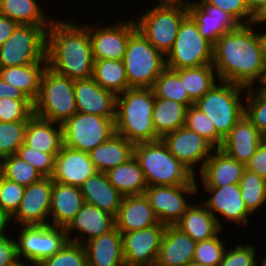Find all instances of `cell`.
Segmentation results:
<instances>
[{"instance_id":"1","label":"cell","mask_w":266,"mask_h":266,"mask_svg":"<svg viewBox=\"0 0 266 266\" xmlns=\"http://www.w3.org/2000/svg\"><path fill=\"white\" fill-rule=\"evenodd\" d=\"M254 25L255 21L239 25L222 35L213 45L212 64L219 81L245 88H256L262 81L266 62Z\"/></svg>"},{"instance_id":"2","label":"cell","mask_w":266,"mask_h":266,"mask_svg":"<svg viewBox=\"0 0 266 266\" xmlns=\"http://www.w3.org/2000/svg\"><path fill=\"white\" fill-rule=\"evenodd\" d=\"M75 21L55 18L46 31L47 67L71 80L93 75L94 58L89 30Z\"/></svg>"},{"instance_id":"3","label":"cell","mask_w":266,"mask_h":266,"mask_svg":"<svg viewBox=\"0 0 266 266\" xmlns=\"http://www.w3.org/2000/svg\"><path fill=\"white\" fill-rule=\"evenodd\" d=\"M154 99L152 88H129L118 94L115 133L134 144L159 140L152 123Z\"/></svg>"},{"instance_id":"4","label":"cell","mask_w":266,"mask_h":266,"mask_svg":"<svg viewBox=\"0 0 266 266\" xmlns=\"http://www.w3.org/2000/svg\"><path fill=\"white\" fill-rule=\"evenodd\" d=\"M134 157L140 164L148 186L185 185L196 177L167 150L161 139L136 143Z\"/></svg>"},{"instance_id":"5","label":"cell","mask_w":266,"mask_h":266,"mask_svg":"<svg viewBox=\"0 0 266 266\" xmlns=\"http://www.w3.org/2000/svg\"><path fill=\"white\" fill-rule=\"evenodd\" d=\"M247 90L237 84L219 81L194 105L210 118L217 134L224 139L245 114V96L242 94Z\"/></svg>"},{"instance_id":"6","label":"cell","mask_w":266,"mask_h":266,"mask_svg":"<svg viewBox=\"0 0 266 266\" xmlns=\"http://www.w3.org/2000/svg\"><path fill=\"white\" fill-rule=\"evenodd\" d=\"M188 15L187 0L158 3L134 19L137 30L164 56L171 50L179 27Z\"/></svg>"},{"instance_id":"7","label":"cell","mask_w":266,"mask_h":266,"mask_svg":"<svg viewBox=\"0 0 266 266\" xmlns=\"http://www.w3.org/2000/svg\"><path fill=\"white\" fill-rule=\"evenodd\" d=\"M33 103L35 116L62 124L77 112L74 80L46 67L38 97Z\"/></svg>"},{"instance_id":"8","label":"cell","mask_w":266,"mask_h":266,"mask_svg":"<svg viewBox=\"0 0 266 266\" xmlns=\"http://www.w3.org/2000/svg\"><path fill=\"white\" fill-rule=\"evenodd\" d=\"M129 88H152L166 68L165 56L135 30L123 57Z\"/></svg>"},{"instance_id":"9","label":"cell","mask_w":266,"mask_h":266,"mask_svg":"<svg viewBox=\"0 0 266 266\" xmlns=\"http://www.w3.org/2000/svg\"><path fill=\"white\" fill-rule=\"evenodd\" d=\"M213 61V45L202 37L196 22L188 14L182 21L173 46L165 56L166 67L177 70L195 68Z\"/></svg>"},{"instance_id":"10","label":"cell","mask_w":266,"mask_h":266,"mask_svg":"<svg viewBox=\"0 0 266 266\" xmlns=\"http://www.w3.org/2000/svg\"><path fill=\"white\" fill-rule=\"evenodd\" d=\"M49 26L19 25L0 46V67L47 63L46 31Z\"/></svg>"},{"instance_id":"11","label":"cell","mask_w":266,"mask_h":266,"mask_svg":"<svg viewBox=\"0 0 266 266\" xmlns=\"http://www.w3.org/2000/svg\"><path fill=\"white\" fill-rule=\"evenodd\" d=\"M61 127L64 146L89 153L115 133V117L76 112Z\"/></svg>"},{"instance_id":"12","label":"cell","mask_w":266,"mask_h":266,"mask_svg":"<svg viewBox=\"0 0 266 266\" xmlns=\"http://www.w3.org/2000/svg\"><path fill=\"white\" fill-rule=\"evenodd\" d=\"M18 231L15 238L18 258L31 266L56 254L69 241L64 228L50 224L19 226Z\"/></svg>"},{"instance_id":"13","label":"cell","mask_w":266,"mask_h":266,"mask_svg":"<svg viewBox=\"0 0 266 266\" xmlns=\"http://www.w3.org/2000/svg\"><path fill=\"white\" fill-rule=\"evenodd\" d=\"M197 182L195 177L185 185L147 187L144 194L159 223L174 226L180 220L192 204L188 201L189 198L186 199L187 195L196 196L200 190Z\"/></svg>"},{"instance_id":"14","label":"cell","mask_w":266,"mask_h":266,"mask_svg":"<svg viewBox=\"0 0 266 266\" xmlns=\"http://www.w3.org/2000/svg\"><path fill=\"white\" fill-rule=\"evenodd\" d=\"M111 24L103 27L89 22L83 24L89 30L94 60H123L130 35L137 29L133 17Z\"/></svg>"},{"instance_id":"15","label":"cell","mask_w":266,"mask_h":266,"mask_svg":"<svg viewBox=\"0 0 266 266\" xmlns=\"http://www.w3.org/2000/svg\"><path fill=\"white\" fill-rule=\"evenodd\" d=\"M209 193V197L201 202L207 210L216 218L218 226L223 230L225 223H235V226L247 227L252 214L247 210L241 199L239 183L228 184L223 187H202ZM221 215L224 217L220 218ZM223 221H222V220ZM222 221V222H221ZM224 222V224H222Z\"/></svg>"},{"instance_id":"16","label":"cell","mask_w":266,"mask_h":266,"mask_svg":"<svg viewBox=\"0 0 266 266\" xmlns=\"http://www.w3.org/2000/svg\"><path fill=\"white\" fill-rule=\"evenodd\" d=\"M167 150L196 177V167L202 169L205 161L216 149L207 139L185 126L160 138ZM195 167V168H194Z\"/></svg>"},{"instance_id":"17","label":"cell","mask_w":266,"mask_h":266,"mask_svg":"<svg viewBox=\"0 0 266 266\" xmlns=\"http://www.w3.org/2000/svg\"><path fill=\"white\" fill-rule=\"evenodd\" d=\"M166 225L157 223L149 228L122 234L125 266H154Z\"/></svg>"},{"instance_id":"18","label":"cell","mask_w":266,"mask_h":266,"mask_svg":"<svg viewBox=\"0 0 266 266\" xmlns=\"http://www.w3.org/2000/svg\"><path fill=\"white\" fill-rule=\"evenodd\" d=\"M53 180L43 177L25 187L19 208L12 215V224L19 226L48 225Z\"/></svg>"},{"instance_id":"19","label":"cell","mask_w":266,"mask_h":266,"mask_svg":"<svg viewBox=\"0 0 266 266\" xmlns=\"http://www.w3.org/2000/svg\"><path fill=\"white\" fill-rule=\"evenodd\" d=\"M115 228V216L94 205L84 203L81 210L64 229L69 241L83 245L90 239L105 235ZM72 233L77 235L74 237Z\"/></svg>"},{"instance_id":"20","label":"cell","mask_w":266,"mask_h":266,"mask_svg":"<svg viewBox=\"0 0 266 266\" xmlns=\"http://www.w3.org/2000/svg\"><path fill=\"white\" fill-rule=\"evenodd\" d=\"M97 172L87 152L74 150L63 145L60 152L55 156L51 179L61 184L80 187L86 179Z\"/></svg>"},{"instance_id":"21","label":"cell","mask_w":266,"mask_h":266,"mask_svg":"<svg viewBox=\"0 0 266 266\" xmlns=\"http://www.w3.org/2000/svg\"><path fill=\"white\" fill-rule=\"evenodd\" d=\"M74 95L77 112L115 117L117 95L103 89L92 77L74 80Z\"/></svg>"},{"instance_id":"22","label":"cell","mask_w":266,"mask_h":266,"mask_svg":"<svg viewBox=\"0 0 266 266\" xmlns=\"http://www.w3.org/2000/svg\"><path fill=\"white\" fill-rule=\"evenodd\" d=\"M187 9L202 37L212 45L222 35L240 25L231 15L214 5L197 4L195 0H187Z\"/></svg>"},{"instance_id":"23","label":"cell","mask_w":266,"mask_h":266,"mask_svg":"<svg viewBox=\"0 0 266 266\" xmlns=\"http://www.w3.org/2000/svg\"><path fill=\"white\" fill-rule=\"evenodd\" d=\"M196 242L175 226H166L154 266H190Z\"/></svg>"},{"instance_id":"24","label":"cell","mask_w":266,"mask_h":266,"mask_svg":"<svg viewBox=\"0 0 266 266\" xmlns=\"http://www.w3.org/2000/svg\"><path fill=\"white\" fill-rule=\"evenodd\" d=\"M245 169L244 163L237 162L216 148L199 171L200 184L203 183V187H223L239 183Z\"/></svg>"},{"instance_id":"25","label":"cell","mask_w":266,"mask_h":266,"mask_svg":"<svg viewBox=\"0 0 266 266\" xmlns=\"http://www.w3.org/2000/svg\"><path fill=\"white\" fill-rule=\"evenodd\" d=\"M261 142L259 130L244 114L223 139L219 149L237 162L246 165Z\"/></svg>"},{"instance_id":"26","label":"cell","mask_w":266,"mask_h":266,"mask_svg":"<svg viewBox=\"0 0 266 266\" xmlns=\"http://www.w3.org/2000/svg\"><path fill=\"white\" fill-rule=\"evenodd\" d=\"M157 223L158 220L145 194L123 197L115 216V226L122 234L149 228Z\"/></svg>"},{"instance_id":"27","label":"cell","mask_w":266,"mask_h":266,"mask_svg":"<svg viewBox=\"0 0 266 266\" xmlns=\"http://www.w3.org/2000/svg\"><path fill=\"white\" fill-rule=\"evenodd\" d=\"M84 203L80 187L53 181L49 224L65 228L81 210Z\"/></svg>"},{"instance_id":"28","label":"cell","mask_w":266,"mask_h":266,"mask_svg":"<svg viewBox=\"0 0 266 266\" xmlns=\"http://www.w3.org/2000/svg\"><path fill=\"white\" fill-rule=\"evenodd\" d=\"M83 245L88 266H125L122 233L117 228Z\"/></svg>"},{"instance_id":"29","label":"cell","mask_w":266,"mask_h":266,"mask_svg":"<svg viewBox=\"0 0 266 266\" xmlns=\"http://www.w3.org/2000/svg\"><path fill=\"white\" fill-rule=\"evenodd\" d=\"M84 202L116 216L123 195L108 181L105 173L97 172L80 186Z\"/></svg>"},{"instance_id":"30","label":"cell","mask_w":266,"mask_h":266,"mask_svg":"<svg viewBox=\"0 0 266 266\" xmlns=\"http://www.w3.org/2000/svg\"><path fill=\"white\" fill-rule=\"evenodd\" d=\"M174 226L196 243L211 239L222 230L216 218L201 201L192 202Z\"/></svg>"},{"instance_id":"31","label":"cell","mask_w":266,"mask_h":266,"mask_svg":"<svg viewBox=\"0 0 266 266\" xmlns=\"http://www.w3.org/2000/svg\"><path fill=\"white\" fill-rule=\"evenodd\" d=\"M24 144L33 150L59 153L63 146L61 124L33 115L28 120Z\"/></svg>"},{"instance_id":"32","label":"cell","mask_w":266,"mask_h":266,"mask_svg":"<svg viewBox=\"0 0 266 266\" xmlns=\"http://www.w3.org/2000/svg\"><path fill=\"white\" fill-rule=\"evenodd\" d=\"M134 145L124 136L114 133L107 141L96 146L88 154L97 171L106 173L131 159L134 156Z\"/></svg>"},{"instance_id":"33","label":"cell","mask_w":266,"mask_h":266,"mask_svg":"<svg viewBox=\"0 0 266 266\" xmlns=\"http://www.w3.org/2000/svg\"><path fill=\"white\" fill-rule=\"evenodd\" d=\"M47 63L23 66L0 67V77L8 84L19 88L33 102L40 90V82Z\"/></svg>"},{"instance_id":"34","label":"cell","mask_w":266,"mask_h":266,"mask_svg":"<svg viewBox=\"0 0 266 266\" xmlns=\"http://www.w3.org/2000/svg\"><path fill=\"white\" fill-rule=\"evenodd\" d=\"M105 174L123 196L144 194L148 187L140 164L134 156Z\"/></svg>"},{"instance_id":"35","label":"cell","mask_w":266,"mask_h":266,"mask_svg":"<svg viewBox=\"0 0 266 266\" xmlns=\"http://www.w3.org/2000/svg\"><path fill=\"white\" fill-rule=\"evenodd\" d=\"M40 6L37 0H0V14L19 25L50 26L55 18Z\"/></svg>"},{"instance_id":"36","label":"cell","mask_w":266,"mask_h":266,"mask_svg":"<svg viewBox=\"0 0 266 266\" xmlns=\"http://www.w3.org/2000/svg\"><path fill=\"white\" fill-rule=\"evenodd\" d=\"M187 107L179 102L155 97L152 123L156 134L161 138L185 125Z\"/></svg>"},{"instance_id":"37","label":"cell","mask_w":266,"mask_h":266,"mask_svg":"<svg viewBox=\"0 0 266 266\" xmlns=\"http://www.w3.org/2000/svg\"><path fill=\"white\" fill-rule=\"evenodd\" d=\"M92 78L103 89L116 95L129 89L126 70L122 60H94Z\"/></svg>"},{"instance_id":"38","label":"cell","mask_w":266,"mask_h":266,"mask_svg":"<svg viewBox=\"0 0 266 266\" xmlns=\"http://www.w3.org/2000/svg\"><path fill=\"white\" fill-rule=\"evenodd\" d=\"M175 71L179 74L181 81L184 82L185 90L194 103L219 82L213 64Z\"/></svg>"},{"instance_id":"39","label":"cell","mask_w":266,"mask_h":266,"mask_svg":"<svg viewBox=\"0 0 266 266\" xmlns=\"http://www.w3.org/2000/svg\"><path fill=\"white\" fill-rule=\"evenodd\" d=\"M152 89L155 97L179 102L187 108L194 104L185 90L184 82L181 81L179 74L173 69L166 67L156 78Z\"/></svg>"},{"instance_id":"40","label":"cell","mask_w":266,"mask_h":266,"mask_svg":"<svg viewBox=\"0 0 266 266\" xmlns=\"http://www.w3.org/2000/svg\"><path fill=\"white\" fill-rule=\"evenodd\" d=\"M241 199L247 210L254 215L266 203V180L247 169L239 182Z\"/></svg>"},{"instance_id":"41","label":"cell","mask_w":266,"mask_h":266,"mask_svg":"<svg viewBox=\"0 0 266 266\" xmlns=\"http://www.w3.org/2000/svg\"><path fill=\"white\" fill-rule=\"evenodd\" d=\"M0 174L24 187L34 184L44 177L36 168L16 154L0 160Z\"/></svg>"},{"instance_id":"42","label":"cell","mask_w":266,"mask_h":266,"mask_svg":"<svg viewBox=\"0 0 266 266\" xmlns=\"http://www.w3.org/2000/svg\"><path fill=\"white\" fill-rule=\"evenodd\" d=\"M28 120L0 122V160L17 153L24 144Z\"/></svg>"},{"instance_id":"43","label":"cell","mask_w":266,"mask_h":266,"mask_svg":"<svg viewBox=\"0 0 266 266\" xmlns=\"http://www.w3.org/2000/svg\"><path fill=\"white\" fill-rule=\"evenodd\" d=\"M184 126L203 136L215 148L221 147L223 139L217 134L212 121L194 104L187 108Z\"/></svg>"},{"instance_id":"44","label":"cell","mask_w":266,"mask_h":266,"mask_svg":"<svg viewBox=\"0 0 266 266\" xmlns=\"http://www.w3.org/2000/svg\"><path fill=\"white\" fill-rule=\"evenodd\" d=\"M245 96V115L266 141V96L257 87L248 88Z\"/></svg>"},{"instance_id":"45","label":"cell","mask_w":266,"mask_h":266,"mask_svg":"<svg viewBox=\"0 0 266 266\" xmlns=\"http://www.w3.org/2000/svg\"><path fill=\"white\" fill-rule=\"evenodd\" d=\"M36 266H88L84 245L68 241L60 251Z\"/></svg>"},{"instance_id":"46","label":"cell","mask_w":266,"mask_h":266,"mask_svg":"<svg viewBox=\"0 0 266 266\" xmlns=\"http://www.w3.org/2000/svg\"><path fill=\"white\" fill-rule=\"evenodd\" d=\"M222 230L213 238L196 243L193 263L203 266H218L226 250L221 239Z\"/></svg>"},{"instance_id":"47","label":"cell","mask_w":266,"mask_h":266,"mask_svg":"<svg viewBox=\"0 0 266 266\" xmlns=\"http://www.w3.org/2000/svg\"><path fill=\"white\" fill-rule=\"evenodd\" d=\"M34 115L32 100L0 99V122L29 120Z\"/></svg>"},{"instance_id":"48","label":"cell","mask_w":266,"mask_h":266,"mask_svg":"<svg viewBox=\"0 0 266 266\" xmlns=\"http://www.w3.org/2000/svg\"><path fill=\"white\" fill-rule=\"evenodd\" d=\"M58 153H46L23 144L17 151L16 155L25 162L31 164L44 177H51L54 171L55 156Z\"/></svg>"},{"instance_id":"49","label":"cell","mask_w":266,"mask_h":266,"mask_svg":"<svg viewBox=\"0 0 266 266\" xmlns=\"http://www.w3.org/2000/svg\"><path fill=\"white\" fill-rule=\"evenodd\" d=\"M253 244L238 243L236 246H229L218 266H256L257 252Z\"/></svg>"},{"instance_id":"50","label":"cell","mask_w":266,"mask_h":266,"mask_svg":"<svg viewBox=\"0 0 266 266\" xmlns=\"http://www.w3.org/2000/svg\"><path fill=\"white\" fill-rule=\"evenodd\" d=\"M25 187L10 181L0 174V207L11 216L19 208Z\"/></svg>"},{"instance_id":"51","label":"cell","mask_w":266,"mask_h":266,"mask_svg":"<svg viewBox=\"0 0 266 266\" xmlns=\"http://www.w3.org/2000/svg\"><path fill=\"white\" fill-rule=\"evenodd\" d=\"M196 3L214 5L231 15L240 25L256 21V18L248 11L245 0H199Z\"/></svg>"},{"instance_id":"52","label":"cell","mask_w":266,"mask_h":266,"mask_svg":"<svg viewBox=\"0 0 266 266\" xmlns=\"http://www.w3.org/2000/svg\"><path fill=\"white\" fill-rule=\"evenodd\" d=\"M10 236L0 238V266H18L21 263L17 255L16 240L13 235Z\"/></svg>"},{"instance_id":"53","label":"cell","mask_w":266,"mask_h":266,"mask_svg":"<svg viewBox=\"0 0 266 266\" xmlns=\"http://www.w3.org/2000/svg\"><path fill=\"white\" fill-rule=\"evenodd\" d=\"M246 169L266 180V141H262L255 154L245 165Z\"/></svg>"},{"instance_id":"54","label":"cell","mask_w":266,"mask_h":266,"mask_svg":"<svg viewBox=\"0 0 266 266\" xmlns=\"http://www.w3.org/2000/svg\"><path fill=\"white\" fill-rule=\"evenodd\" d=\"M8 97L14 100H30L22 90L6 83L0 77V99Z\"/></svg>"},{"instance_id":"55","label":"cell","mask_w":266,"mask_h":266,"mask_svg":"<svg viewBox=\"0 0 266 266\" xmlns=\"http://www.w3.org/2000/svg\"><path fill=\"white\" fill-rule=\"evenodd\" d=\"M19 24L0 14V46L11 36Z\"/></svg>"},{"instance_id":"56","label":"cell","mask_w":266,"mask_h":266,"mask_svg":"<svg viewBox=\"0 0 266 266\" xmlns=\"http://www.w3.org/2000/svg\"><path fill=\"white\" fill-rule=\"evenodd\" d=\"M248 11L257 19L266 9V0H245Z\"/></svg>"},{"instance_id":"57","label":"cell","mask_w":266,"mask_h":266,"mask_svg":"<svg viewBox=\"0 0 266 266\" xmlns=\"http://www.w3.org/2000/svg\"><path fill=\"white\" fill-rule=\"evenodd\" d=\"M10 220L12 221V216L0 207V238L9 235Z\"/></svg>"},{"instance_id":"58","label":"cell","mask_w":266,"mask_h":266,"mask_svg":"<svg viewBox=\"0 0 266 266\" xmlns=\"http://www.w3.org/2000/svg\"><path fill=\"white\" fill-rule=\"evenodd\" d=\"M256 30H259L258 32L256 31L257 33V38H258V41H259V45H260V49L262 51V55H263V58L266 62V30L263 31L260 29H263L262 27L261 28H255ZM262 32V33H261Z\"/></svg>"},{"instance_id":"59","label":"cell","mask_w":266,"mask_h":266,"mask_svg":"<svg viewBox=\"0 0 266 266\" xmlns=\"http://www.w3.org/2000/svg\"><path fill=\"white\" fill-rule=\"evenodd\" d=\"M266 23V9L265 11L256 19L255 26L264 25ZM258 24V25H257Z\"/></svg>"},{"instance_id":"60","label":"cell","mask_w":266,"mask_h":266,"mask_svg":"<svg viewBox=\"0 0 266 266\" xmlns=\"http://www.w3.org/2000/svg\"><path fill=\"white\" fill-rule=\"evenodd\" d=\"M257 88L266 96V84H259Z\"/></svg>"},{"instance_id":"61","label":"cell","mask_w":266,"mask_h":266,"mask_svg":"<svg viewBox=\"0 0 266 266\" xmlns=\"http://www.w3.org/2000/svg\"><path fill=\"white\" fill-rule=\"evenodd\" d=\"M261 263V265H259V262H257V260H256V266H266V254H265V256L263 257V259L260 261Z\"/></svg>"},{"instance_id":"62","label":"cell","mask_w":266,"mask_h":266,"mask_svg":"<svg viewBox=\"0 0 266 266\" xmlns=\"http://www.w3.org/2000/svg\"><path fill=\"white\" fill-rule=\"evenodd\" d=\"M180 0H158L159 3H172V2H177ZM155 2H157V0H155Z\"/></svg>"},{"instance_id":"63","label":"cell","mask_w":266,"mask_h":266,"mask_svg":"<svg viewBox=\"0 0 266 266\" xmlns=\"http://www.w3.org/2000/svg\"><path fill=\"white\" fill-rule=\"evenodd\" d=\"M260 84H266V66H265V74Z\"/></svg>"},{"instance_id":"64","label":"cell","mask_w":266,"mask_h":266,"mask_svg":"<svg viewBox=\"0 0 266 266\" xmlns=\"http://www.w3.org/2000/svg\"><path fill=\"white\" fill-rule=\"evenodd\" d=\"M18 266H30V265L29 264H26V263H20Z\"/></svg>"},{"instance_id":"65","label":"cell","mask_w":266,"mask_h":266,"mask_svg":"<svg viewBox=\"0 0 266 266\" xmlns=\"http://www.w3.org/2000/svg\"><path fill=\"white\" fill-rule=\"evenodd\" d=\"M190 266H198V264H196V263H192Z\"/></svg>"}]
</instances>
